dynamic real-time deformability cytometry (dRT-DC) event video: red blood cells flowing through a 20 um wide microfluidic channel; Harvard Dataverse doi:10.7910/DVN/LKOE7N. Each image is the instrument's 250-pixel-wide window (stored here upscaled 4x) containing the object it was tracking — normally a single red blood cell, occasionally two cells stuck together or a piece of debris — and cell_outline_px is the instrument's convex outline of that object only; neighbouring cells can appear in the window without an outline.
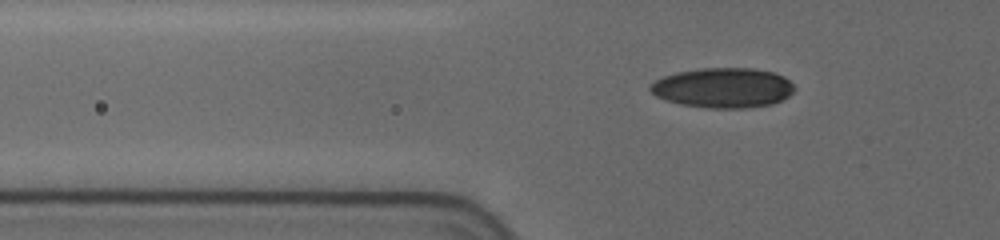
{"species": "human", "species_latin": "Homo sapiens", "temperature_condition": "cold", "stored_images_in_passage": 22, "camera_frame_rate_fps": 3000, "um_per_image_px": 0.085, "donor": {"sex": "female"}, "frame": {"image": 1, "passage_image": 13, "time_ms": 2.0, "image_size_px": [1000, 240], "cell_outline_px": [[796, 88], [788, 96], [772, 104], [748, 108], [708, 108], [680, 104], [656, 96], [648, 88], [648, 84], [664, 76], [676, 72], [700, 68], [756, 68], [772, 72], [784, 76]], "centroid_in_image_um": [61.45, 7.46], "position_along_channel_um": 64.4, "area_um2": 33.64}}
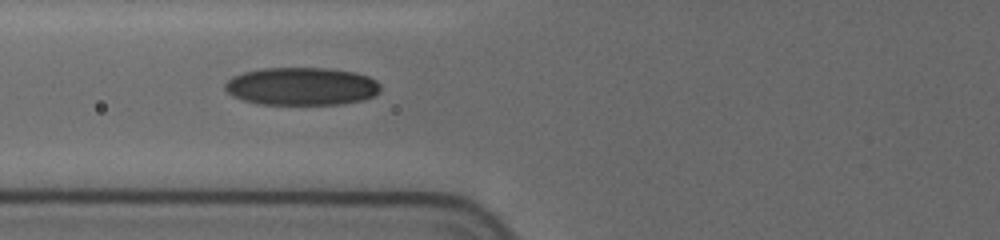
{"frame": {"image": 2, "passage_image": 21, "time_ms": 3.333, "image_size_px": [1000, 240], "cell_outline_px": [[380, 92], [364, 100], [340, 104], [260, 104], [244, 100], [232, 96], [224, 88], [224, 84], [232, 76], [244, 72], [260, 68], [328, 68], [352, 72], [368, 76], [376, 80], [380, 84]], "centroid_in_image_um": [25.63, 7.33], "position_along_channel_um": 100.2, "area_um2": 34.39}}